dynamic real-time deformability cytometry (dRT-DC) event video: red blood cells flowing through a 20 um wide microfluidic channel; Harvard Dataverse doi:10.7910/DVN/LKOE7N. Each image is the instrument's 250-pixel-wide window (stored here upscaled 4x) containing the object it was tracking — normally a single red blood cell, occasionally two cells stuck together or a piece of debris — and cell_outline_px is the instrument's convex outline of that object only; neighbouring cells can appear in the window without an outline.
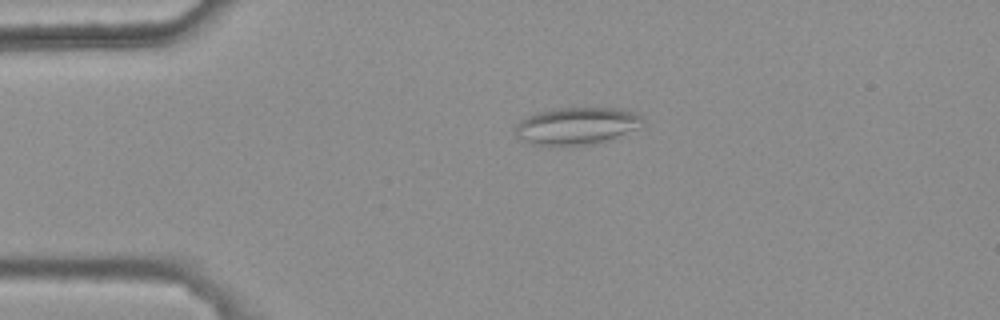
{"species": "common noctule bat (a hibernating species)", "species_latin": "Nyctalus noctula", "temperature_condition": "warm", "stored_images_in_passage": 5, "camera_frame_rate_fps": 3000, "um_per_image_px": 0.085, "animal": {"sex": "female", "body_mass_g": 25.1}, "frame": {"image": 1, "passage_image": 4, "time_ms": 1.0, "image_size_px": [1000, 320], "cell_outline_px": [[644, 120], [640, 128], [616, 140], [600, 144], [572, 148], [532, 144], [520, 140], [516, 136], [516, 124], [520, 120], [536, 112], [556, 108], [616, 108], [632, 112], [640, 116]], "centroid_in_image_um": [49.05, 10.76], "position_along_channel_um": 35.9, "area_um2": 28.9}}